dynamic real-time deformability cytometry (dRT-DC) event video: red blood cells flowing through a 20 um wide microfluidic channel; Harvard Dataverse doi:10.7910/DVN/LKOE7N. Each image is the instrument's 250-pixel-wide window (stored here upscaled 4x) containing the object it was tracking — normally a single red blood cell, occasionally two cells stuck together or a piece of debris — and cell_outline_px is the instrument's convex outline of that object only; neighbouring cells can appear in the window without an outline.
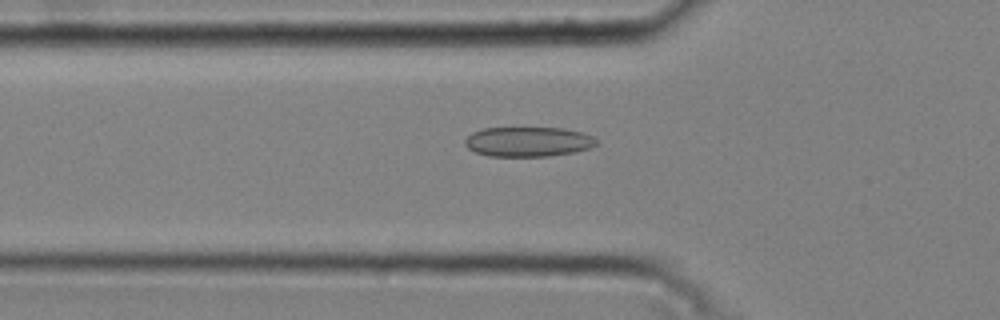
{"species": "common noctule bat (a hibernating species)", "species_latin": "Nyctalus noctula", "temperature_condition": "cold", "stored_images_in_passage": 32, "camera_frame_rate_fps": 3000, "um_per_image_px": 0.085, "animal": {"sex": "male", "body_mass_g": 20.4}, "frame": {"image": 1, "passage_image": 2, "time_ms": 0.333, "image_size_px": [1000, 320], "cell_outline_px": [[596, 144], [588, 148], [572, 152], [548, 156], [488, 156], [476, 152], [468, 148], [464, 144], [464, 140], [472, 132], [484, 128], [564, 128], [580, 132], [592, 136], [596, 140]], "centroid_in_image_um": [44.84, 12.04], "position_along_channel_um": 81.0, "area_um2": 22.6}}
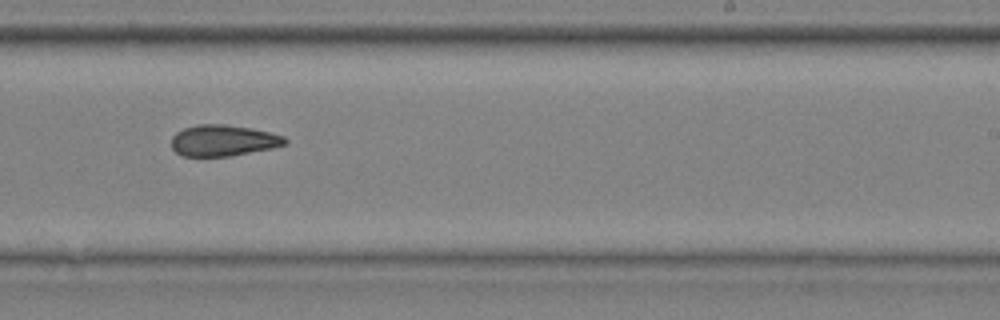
{"frame": {"image": 2, "passage_image": 17, "time_ms": 5.333, "image_size_px": [1000, 320], "cell_outline_px": [[288, 140], [284, 144], [272, 148], [232, 156], [184, 156], [176, 152], [172, 148], [172, 136], [176, 132], [184, 128], [196, 124], [224, 124], [252, 128], [284, 136]], "centroid_in_image_um": [18.96, 11.94], "position_along_channel_um": 270.0, "area_um2": 20.63}}
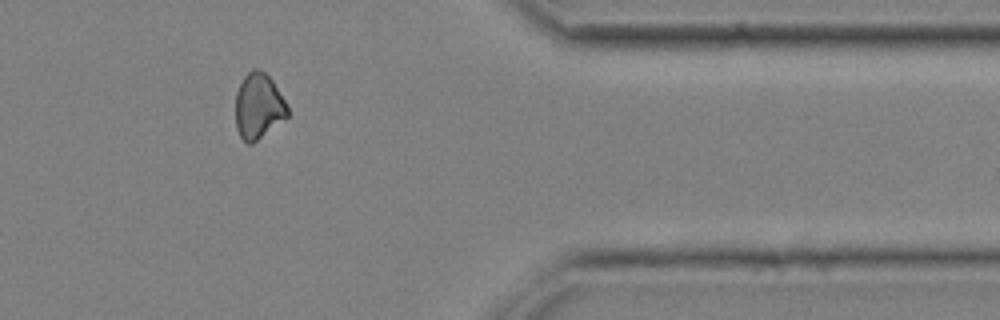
{"frame": {"image": 3, "passage_image": 28, "time_ms": 9.0, "image_size_px": [1000, 320], "cell_outline_px": [[288, 116], [252, 144], [248, 144], [240, 136], [236, 128], [236, 92], [244, 76], [252, 68], [260, 68], [272, 80], [284, 100], [288, 108]], "centroid_in_image_um": [21.95, 9.01], "position_along_channel_um": 389.4, "area_um2": 19.71}, "authors_computed_cell_mechanics": {"area_um2": 20.8947, "velocity_mm_per_s": 3.7814, "shape_relaxation_time_tau1_ms": 10.9614, "shape_relaxation_time_tau2_ms": 4.0031, "deformation_change_tau1": 0.159, "deformation_change_tau2": 0.0927}}